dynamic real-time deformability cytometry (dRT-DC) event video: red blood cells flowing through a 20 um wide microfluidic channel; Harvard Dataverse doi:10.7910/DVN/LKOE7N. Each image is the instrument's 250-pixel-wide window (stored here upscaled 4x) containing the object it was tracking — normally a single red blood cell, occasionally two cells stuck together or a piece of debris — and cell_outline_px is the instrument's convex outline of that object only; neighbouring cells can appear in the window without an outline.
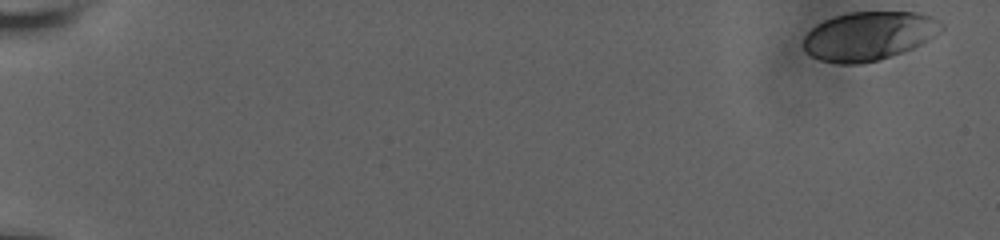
{"species": "human", "species_latin": "Homo sapiens", "temperature_condition": "room temperature", "stored_images_in_passage": 56, "camera_frame_rate_fps": 3000, "um_per_image_px": 0.085, "donor": {"sex": "male"}, "frame": {"image": 1, "passage_image": 1, "time_ms": 0.0, "image_size_px": [1000, 240], "cell_outline_px": [[944, 28], [940, 32], [920, 44], [912, 48], [880, 60], [860, 64], [840, 64], [820, 60], [812, 56], [804, 48], [804, 36], [816, 24], [824, 20], [836, 16], [852, 12], [916, 12], [932, 16], [940, 20], [944, 24]], "centroid_in_image_um": [73.87, 3.05], "position_along_channel_um": 11.1, "area_um2": 39.13}}
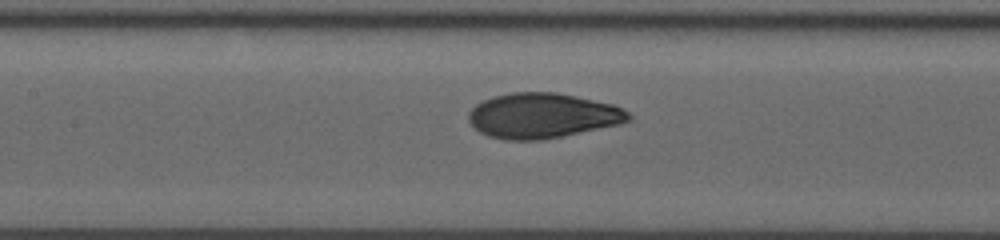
{"frame": {"image": 2, "passage_image": 30, "time_ms": 9.667, "image_size_px": [1000, 240], "cell_outline_px": [[632, 120], [620, 124], [540, 140], [508, 140], [488, 136], [480, 132], [468, 120], [468, 112], [476, 104], [492, 96], [512, 92], [556, 92], [576, 96], [612, 104], [628, 112], [632, 116]], "centroid_in_image_um": [46.1, 9.82], "position_along_channel_um": 161.3, "area_um2": 41.85}}
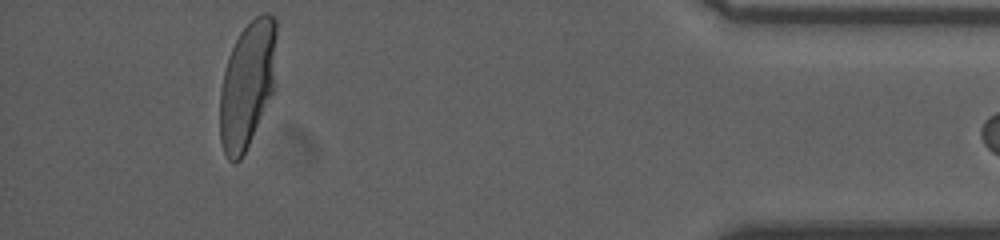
{"frame": {"image": 3, "passage_image": 55, "time_ms": 18.0, "image_size_px": [1000, 240], "cell_outline_px": [[276, 88], [240, 160], [232, 164], [228, 160], [224, 152], [220, 140], [220, 88], [228, 56], [240, 32], [256, 16], [264, 12], [268, 12], [276, 20]], "centroid_in_image_um": [21.04, 7.18], "position_along_channel_um": 414.2, "area_um2": 42.19}}